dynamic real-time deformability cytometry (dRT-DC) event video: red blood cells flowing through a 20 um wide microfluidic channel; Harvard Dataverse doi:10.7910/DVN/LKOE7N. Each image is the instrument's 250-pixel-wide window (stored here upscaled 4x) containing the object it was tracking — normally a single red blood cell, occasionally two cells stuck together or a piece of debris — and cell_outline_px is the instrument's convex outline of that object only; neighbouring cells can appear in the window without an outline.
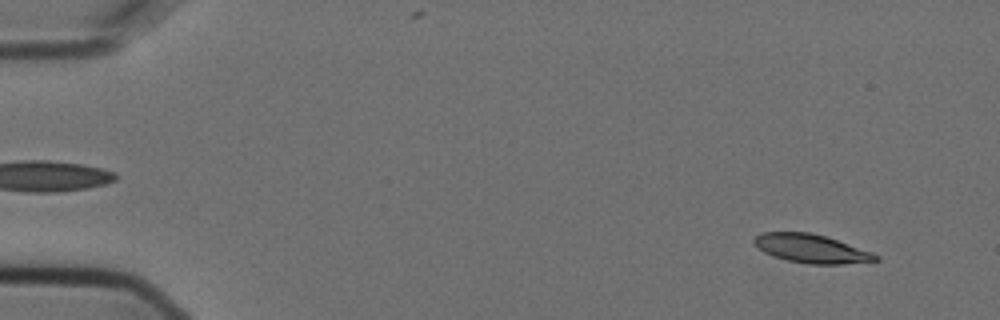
{"species": "Egyptian fruit bat (a non-hibernating species)", "species_latin": "Rousettus aegyptiacus", "temperature_condition": "cold", "stored_images_in_passage": 7, "camera_frame_rate_fps": 3000, "um_per_image_px": 0.085, "animal": {"sex": "female"}, "frame": {"image": 1, "passage_image": 1, "time_ms": 0.0, "image_size_px": [1000, 320], "cell_outline_px": [[880, 260], [844, 264], [808, 264], [788, 260], [764, 252], [752, 244], [752, 240], [760, 232], [808, 232], [824, 236], [872, 252], [880, 256]], "centroid_in_image_um": [68.94, 21.13], "position_along_channel_um": 16.1, "area_um2": 20.11}}
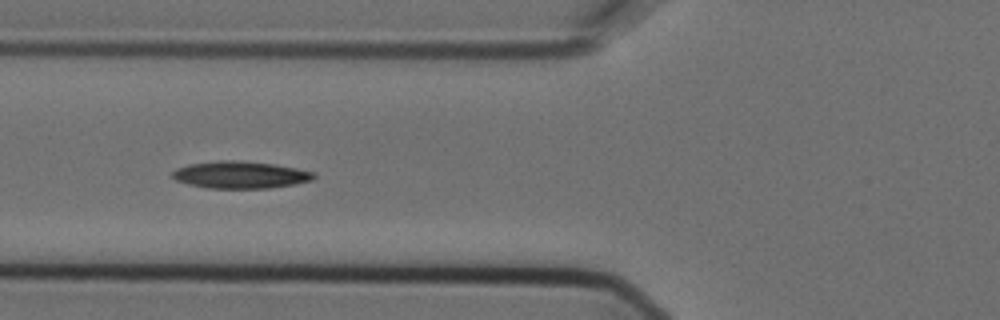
{"frame": {"image": 2, "passage_image": 6, "time_ms": 1.667, "image_size_px": [1000, 320], "cell_outline_px": [[316, 176], [312, 180], [296, 184], [268, 188], [208, 188], [188, 184], [176, 180], [172, 176], [172, 172], [176, 168], [188, 164], [216, 160], [240, 160], [272, 164], [296, 168], [316, 172]], "centroid_in_image_um": [20.43, 14.85], "position_along_channel_um": 105.4, "area_um2": 22.48}}
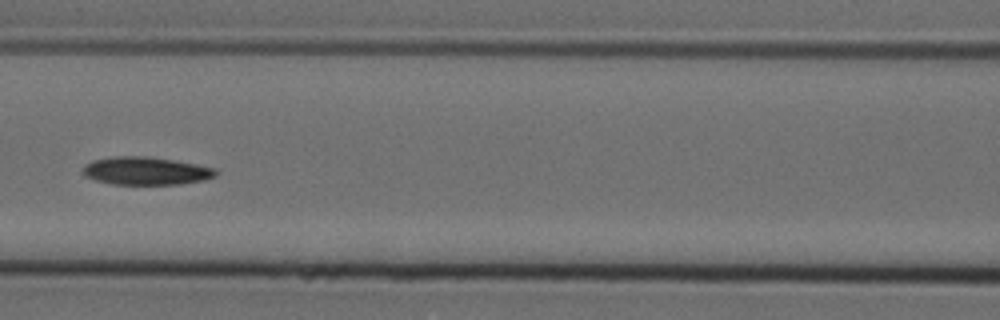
{"frame": {"image": 3, "passage_image": 7, "time_ms": 2.0, "image_size_px": [1000, 320], "cell_outline_px": [[216, 176], [204, 180], [180, 184], [112, 184], [96, 180], [84, 176], [80, 172], [84, 164], [92, 160], [116, 156], [144, 156], [172, 160], [216, 168]], "centroid_in_image_um": [12.34, 14.53], "position_along_channel_um": 154.3, "area_um2": 21.62}}